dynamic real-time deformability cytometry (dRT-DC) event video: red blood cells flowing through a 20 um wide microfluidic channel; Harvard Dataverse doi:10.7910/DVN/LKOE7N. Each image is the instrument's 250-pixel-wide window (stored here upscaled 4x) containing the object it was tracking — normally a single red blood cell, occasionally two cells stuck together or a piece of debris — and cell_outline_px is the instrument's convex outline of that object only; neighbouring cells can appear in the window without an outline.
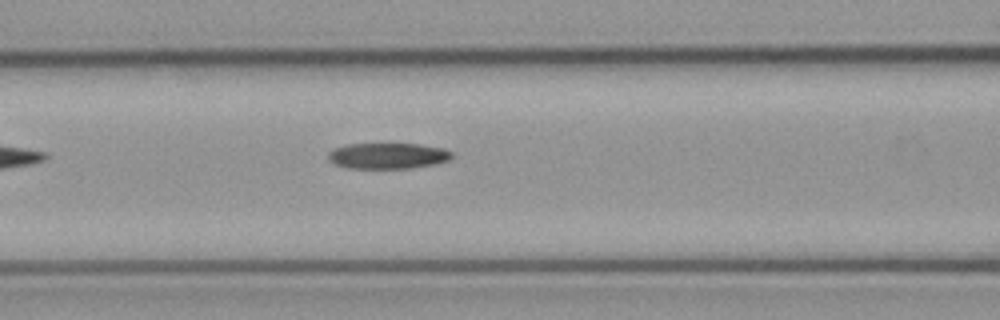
{"species": "common noctule bat (a hibernating species)", "species_latin": "Nyctalus noctula", "temperature_condition": "cold", "stored_images_in_passage": 7, "camera_frame_rate_fps": 3000, "um_per_image_px": 0.085, "animal": {"sex": "male", "body_mass_g": 23.1, "forearm_length_mm": 52.7}, "frame": {"image": 1, "passage_image": 7, "time_ms": 7.667, "image_size_px": [1000, 320], "cell_outline_px": [[452, 156], [448, 160], [436, 164], [412, 168], [348, 168], [336, 164], [328, 160], [328, 152], [332, 148], [348, 144], [420, 144], [444, 148], [452, 152]], "centroid_in_image_um": [32.96, 13.24], "position_along_channel_um": 133.6, "area_um2": 18.73}}